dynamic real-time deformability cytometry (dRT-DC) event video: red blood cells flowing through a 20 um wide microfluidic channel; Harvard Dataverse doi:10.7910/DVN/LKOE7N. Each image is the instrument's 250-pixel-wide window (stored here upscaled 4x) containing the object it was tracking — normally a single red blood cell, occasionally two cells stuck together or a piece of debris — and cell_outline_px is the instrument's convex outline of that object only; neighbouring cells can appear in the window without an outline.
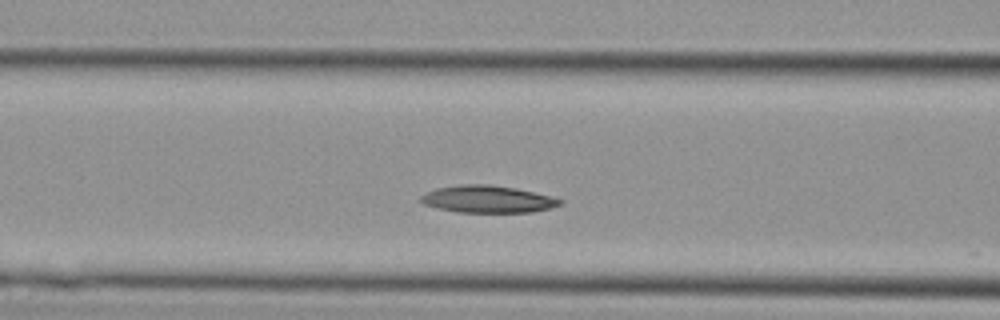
{"species": "Egyptian fruit bat (a non-hibernating species)", "species_latin": "Rousettus aegyptiacus", "temperature_condition": "cold", "stored_images_in_passage": 29, "camera_frame_rate_fps": 3000, "um_per_image_px": 0.085, "animal": {"sex": "female"}, "frame": {"image": 1, "passage_image": 6, "time_ms": 1.667, "image_size_px": [1000, 320], "cell_outline_px": [[564, 204], [532, 212], [456, 212], [424, 204], [420, 200], [420, 196], [436, 188], [460, 184], [488, 184], [516, 188], [552, 196], [564, 200]], "centroid_in_image_um": [41.49, 16.92], "position_along_channel_um": 125.1, "area_um2": 22.02}}
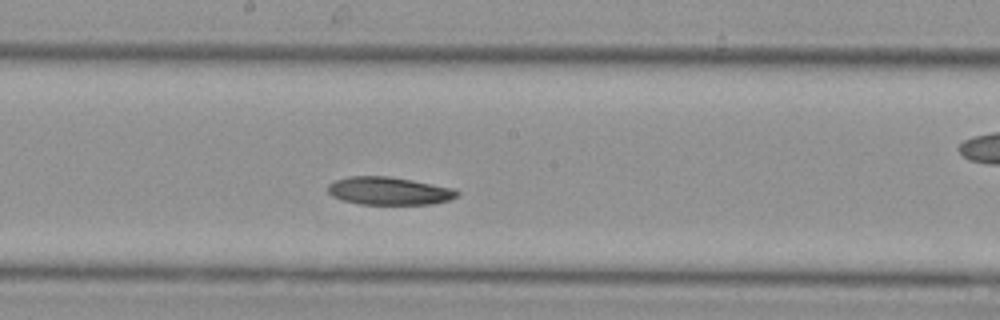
{"frame": {"image": 2, "passage_image": 11, "time_ms": 3.333, "image_size_px": [1000, 320], "cell_outline_px": [[460, 192], [456, 196], [448, 200], [432, 204], [360, 204], [344, 200], [332, 196], [328, 192], [328, 184], [336, 180], [348, 176], [388, 176], [412, 180], [456, 188]], "centroid_in_image_um": [33.08, 16.22], "position_along_channel_um": 215.1, "area_um2": 20.98}}
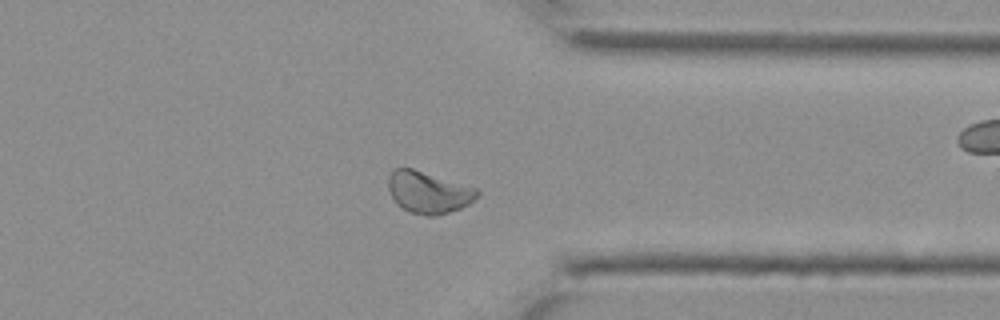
{"frame": {"image": 3, "passage_image": 20, "time_ms": 6.333, "image_size_px": [1000, 320], "cell_outline_px": [[480, 192], [468, 204], [460, 208], [436, 216], [428, 216], [412, 212], [396, 204], [388, 188], [388, 176], [392, 168], [412, 168], [476, 188]], "centroid_in_image_um": [36.37, 16.33], "position_along_channel_um": 375.0, "area_um2": 21.39}}